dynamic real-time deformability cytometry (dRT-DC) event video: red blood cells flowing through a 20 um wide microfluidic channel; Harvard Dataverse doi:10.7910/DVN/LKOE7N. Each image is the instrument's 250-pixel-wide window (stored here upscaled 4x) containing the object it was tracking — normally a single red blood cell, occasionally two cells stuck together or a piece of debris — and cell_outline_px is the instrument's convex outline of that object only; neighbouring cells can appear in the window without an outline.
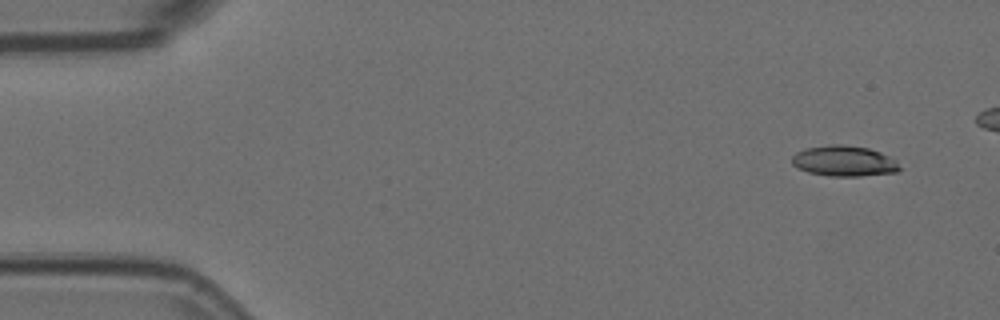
{"species": "Egyptian fruit bat (a non-hibernating species)", "species_latin": "Rousettus aegyptiacus", "temperature_condition": "room temperature", "stored_images_in_passage": 4, "camera_frame_rate_fps": 3000, "um_per_image_px": 0.085, "animal": {"sex": "female"}, "frame": {"image": 1, "passage_image": 1, "time_ms": 0.0, "image_size_px": [1000, 320], "cell_outline_px": [[900, 168], [896, 172], [860, 176], [828, 176], [808, 172], [796, 168], [792, 164], [792, 156], [796, 152], [804, 148], [832, 144], [840, 144], [868, 148], [892, 156], [896, 160]], "centroid_in_image_um": [71.73, 13.68], "position_along_channel_um": 13.3, "area_um2": 19.36}}